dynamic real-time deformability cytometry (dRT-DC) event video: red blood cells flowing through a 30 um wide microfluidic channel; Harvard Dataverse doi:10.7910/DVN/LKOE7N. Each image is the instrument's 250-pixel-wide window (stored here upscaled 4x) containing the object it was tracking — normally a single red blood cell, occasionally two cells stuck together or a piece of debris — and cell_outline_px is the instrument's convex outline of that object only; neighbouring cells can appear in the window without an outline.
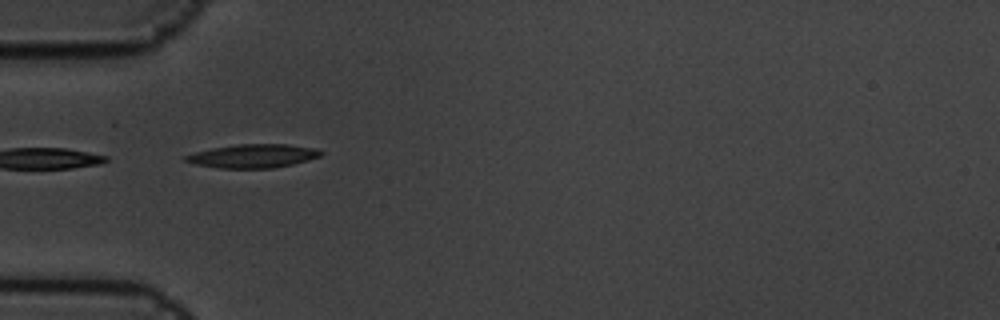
{"species": "common noctule bat (a hibernating species)", "species_latin": "Nyctalus noctula", "temperature_condition": "cold", "stored_images_in_passage": 3, "camera_frame_rate_fps": 3000, "um_per_image_px": 0.085, "animal": {"sex": "male", "body_mass_g": 19.5, "forearm_length_mm": 54.6}, "frame": {"image": 1, "passage_image": 1, "time_ms": 0.0, "image_size_px": [1000, 320], "cell_outline_px": [[324, 152], [320, 156], [308, 160], [292, 164], [272, 168], [220, 168], [196, 164], [184, 160], [184, 156], [196, 152], [212, 148], [236, 144], [288, 144], [316, 148]], "centroid_in_image_um": [21.54, 13.25], "position_along_channel_um": 63.5, "area_um2": 18.5}}
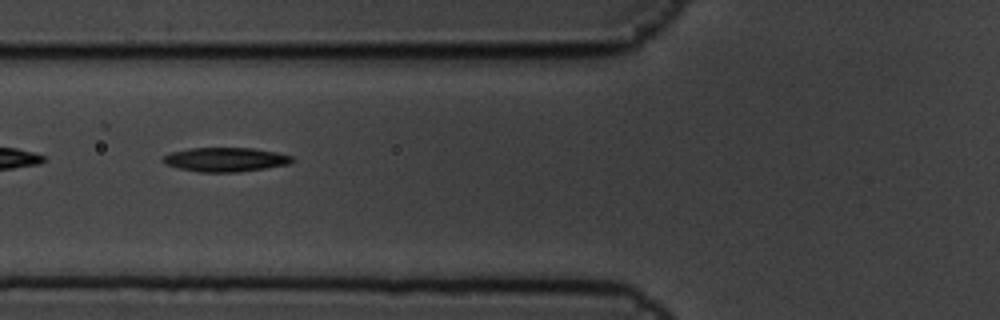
{"frame": {"image": 2, "passage_image": 2, "time_ms": 0.333, "image_size_px": [1000, 320], "cell_outline_px": [[292, 160], [288, 164], [264, 168], [236, 172], [200, 172], [180, 168], [164, 164], [160, 160], [164, 156], [172, 152], [188, 148], [252, 148], [276, 152], [292, 156]], "centroid_in_image_um": [19.11, 13.56], "position_along_channel_um": 106.7, "area_um2": 17.98}}